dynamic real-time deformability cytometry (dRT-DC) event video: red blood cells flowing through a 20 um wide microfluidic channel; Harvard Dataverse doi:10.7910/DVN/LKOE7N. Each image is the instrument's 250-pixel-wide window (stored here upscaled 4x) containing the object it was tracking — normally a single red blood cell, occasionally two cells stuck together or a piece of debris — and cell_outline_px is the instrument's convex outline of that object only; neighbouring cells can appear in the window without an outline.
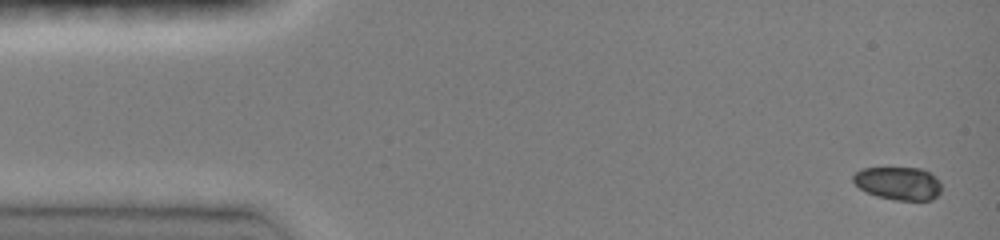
{"species": "common noctule bat (a hibernating species)", "species_latin": "Nyctalus noctula", "temperature_condition": "room temperature", "stored_images_in_passage": 16, "camera_frame_rate_fps": 3000, "um_per_image_px": 0.085, "animal": {"sex": "female", "body_mass_g": 19.0, "forearm_length_mm": 51.5}, "frame": {"image": 1, "passage_image": 1, "time_ms": 0.0, "image_size_px": [1000, 240], "cell_outline_px": [[940, 192], [932, 200], [896, 200], [876, 196], [860, 188], [852, 180], [852, 176], [856, 172], [864, 168], [920, 168], [928, 172], [940, 180]], "centroid_in_image_um": [76.36, 15.58], "position_along_channel_um": 8.6, "area_um2": 16.88}}
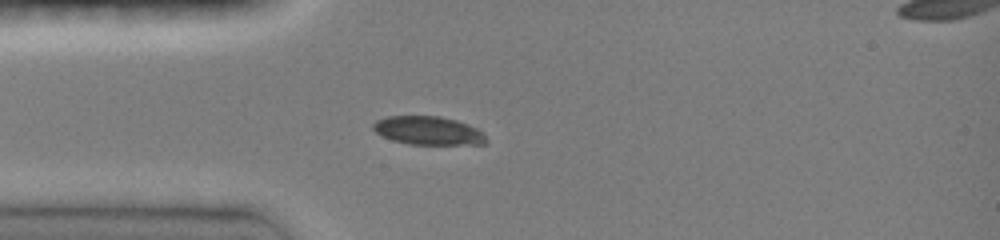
{"frame": {"image": 2, "passage_image": 8, "time_ms": 2.333, "image_size_px": [1000, 240], "cell_outline_px": [[488, 140], [484, 144], [408, 144], [392, 140], [376, 132], [372, 128], [372, 124], [376, 120], [384, 116], [440, 116], [456, 120], [468, 124], [484, 132]], "centroid_in_image_um": [36.4, 11.09], "position_along_channel_um": 48.6, "area_um2": 18.84}}